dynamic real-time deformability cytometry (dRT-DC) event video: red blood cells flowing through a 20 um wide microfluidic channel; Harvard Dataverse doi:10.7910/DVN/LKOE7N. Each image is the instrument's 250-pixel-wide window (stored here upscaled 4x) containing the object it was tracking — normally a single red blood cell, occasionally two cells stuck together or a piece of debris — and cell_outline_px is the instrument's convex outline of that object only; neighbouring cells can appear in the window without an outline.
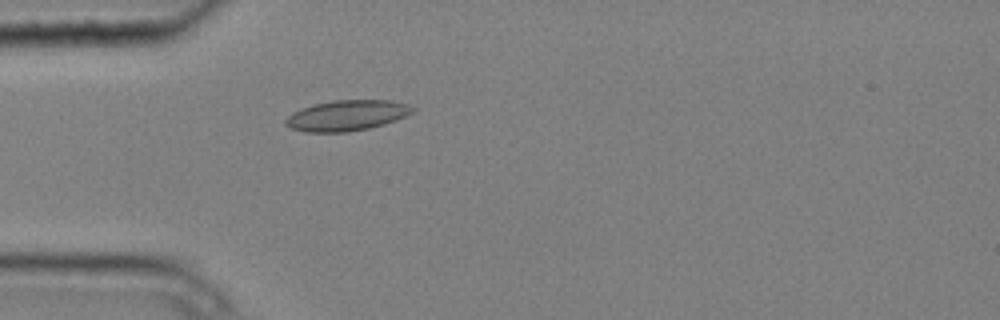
{"species": "common noctule bat (a hibernating species)", "species_latin": "Nyctalus noctula", "temperature_condition": "cold", "stored_images_in_passage": 2, "camera_frame_rate_fps": 3000, "um_per_image_px": 0.085, "animal": {"sex": "male", "body_mass_g": 20.4}, "frame": {"image": 1, "passage_image": 2, "time_ms": 0.333, "image_size_px": [1000, 320], "cell_outline_px": [[416, 108], [412, 112], [396, 120], [384, 124], [368, 128], [348, 132], [304, 132], [292, 128], [284, 124], [284, 120], [292, 112], [300, 108], [312, 104], [332, 100], [392, 100], [408, 104]], "centroid_in_image_um": [29.45, 9.8], "position_along_channel_um": 55.5, "area_um2": 22.77}}